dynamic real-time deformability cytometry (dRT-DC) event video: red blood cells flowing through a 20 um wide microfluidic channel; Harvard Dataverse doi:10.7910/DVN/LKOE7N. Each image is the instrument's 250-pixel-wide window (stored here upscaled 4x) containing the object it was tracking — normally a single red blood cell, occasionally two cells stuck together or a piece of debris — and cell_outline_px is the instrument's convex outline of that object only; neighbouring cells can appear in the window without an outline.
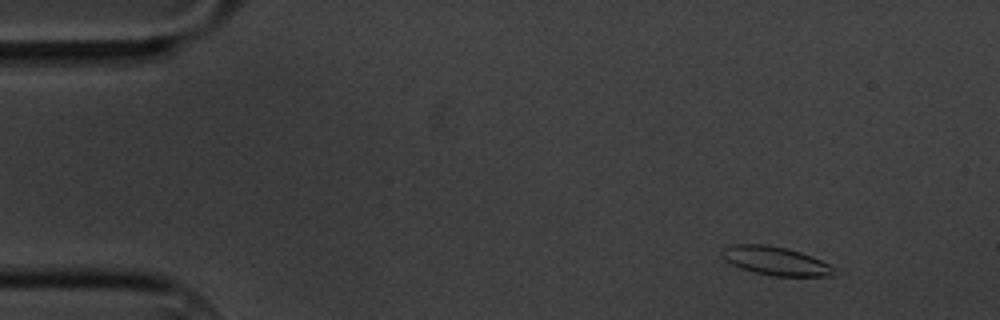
{"species": "common noctule bat (a hibernating species)", "species_latin": "Nyctalus noctula", "temperature_condition": "cold", "stored_images_in_passage": 20, "camera_frame_rate_fps": 3000, "um_per_image_px": 0.085, "animal": {"sex": "male", "body_mass_g": 20.1, "forearm_length_mm": 53.5}, "frame": {"image": 1, "passage_image": 1, "time_ms": 0.0, "image_size_px": [1000, 320], "cell_outline_px": [[832, 276], [776, 276], [756, 272], [740, 268], [724, 260], [720, 256], [720, 252], [724, 248], [736, 244], [764, 244], [788, 248], [812, 256], [828, 264], [832, 268]], "centroid_in_image_um": [65.86, 22.16], "position_along_channel_um": 19.1, "area_um2": 18.44}}
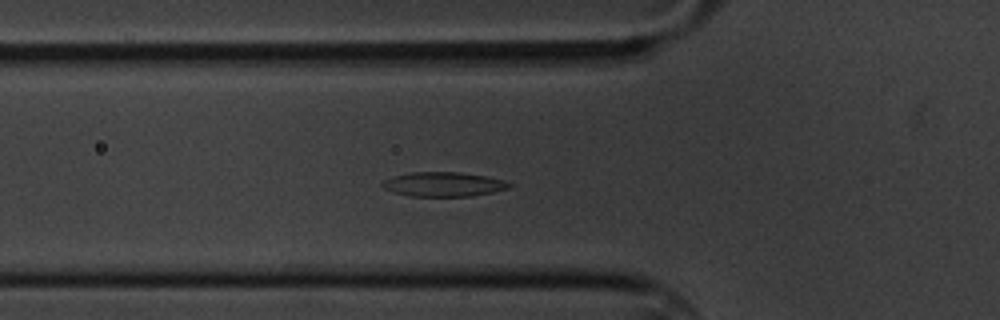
{"frame": {"image": 2, "passage_image": 15, "time_ms": 4.667, "image_size_px": [1000, 320], "cell_outline_px": [[512, 184], [508, 188], [492, 192], [472, 196], [412, 196], [396, 192], [384, 188], [380, 184], [384, 180], [392, 176], [408, 172], [460, 172], [488, 176], [504, 180]], "centroid_in_image_um": [37.7, 15.65], "position_along_channel_um": 88.1, "area_um2": 18.03}}
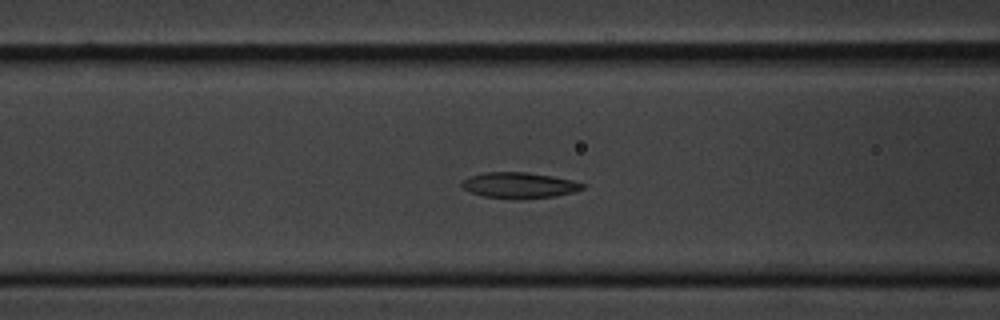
{"frame": {"image": 3, "passage_image": 18, "time_ms": 5.667, "image_size_px": [1000, 320], "cell_outline_px": [[584, 188], [572, 192], [556, 196], [520, 200], [512, 200], [484, 196], [472, 192], [464, 188], [460, 184], [468, 176], [484, 172], [528, 172], [552, 176], [572, 180], [584, 184]], "centroid_in_image_um": [44.12, 15.76], "position_along_channel_um": 122.5, "area_um2": 18.32}}